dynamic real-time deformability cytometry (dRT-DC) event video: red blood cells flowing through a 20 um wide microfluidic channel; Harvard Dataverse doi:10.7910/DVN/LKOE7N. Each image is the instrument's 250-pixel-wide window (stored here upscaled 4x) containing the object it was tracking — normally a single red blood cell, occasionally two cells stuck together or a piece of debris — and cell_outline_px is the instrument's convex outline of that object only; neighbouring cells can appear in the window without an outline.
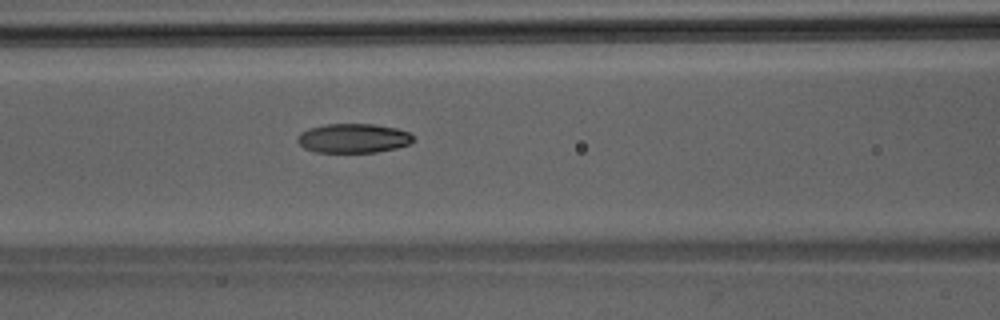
{"species": "Egyptian fruit bat (a non-hibernating species)", "species_latin": "Rousettus aegyptiacus", "temperature_condition": "room temperature", "stored_images_in_passage": 14, "camera_frame_rate_fps": 3000, "um_per_image_px": 0.085, "animal": {"sex": "male"}, "frame": {"image": 1, "passage_image": 5, "time_ms": 1.333, "image_size_px": [1000, 320], "cell_outline_px": [[416, 140], [408, 144], [396, 148], [376, 152], [316, 152], [304, 148], [296, 140], [296, 136], [300, 132], [308, 128], [324, 124], [372, 124], [396, 128], [408, 132]], "centroid_in_image_um": [30.0, 11.75], "position_along_channel_um": 136.6, "area_um2": 19.83}}
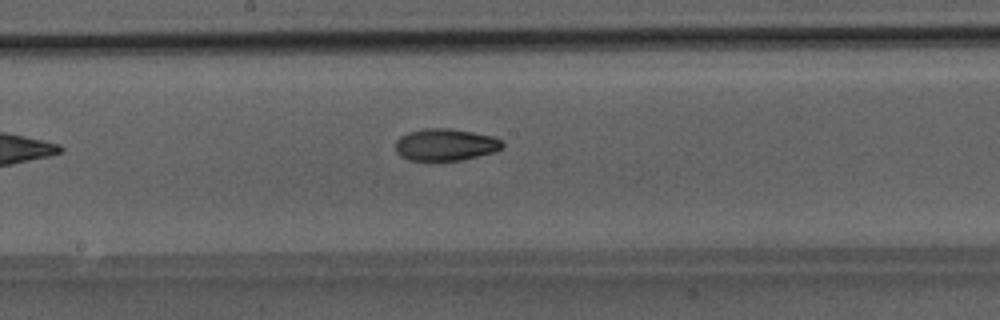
{"frame": {"image": 2, "passage_image": 10, "time_ms": 3.0, "image_size_px": [1000, 320], "cell_outline_px": [[504, 144], [496, 152], [460, 160], [408, 160], [400, 156], [396, 152], [396, 140], [400, 136], [408, 132], [424, 128], [452, 128], [492, 136], [500, 140]], "centroid_in_image_um": [37.84, 12.29], "position_along_channel_um": 210.4, "area_um2": 19.94}}